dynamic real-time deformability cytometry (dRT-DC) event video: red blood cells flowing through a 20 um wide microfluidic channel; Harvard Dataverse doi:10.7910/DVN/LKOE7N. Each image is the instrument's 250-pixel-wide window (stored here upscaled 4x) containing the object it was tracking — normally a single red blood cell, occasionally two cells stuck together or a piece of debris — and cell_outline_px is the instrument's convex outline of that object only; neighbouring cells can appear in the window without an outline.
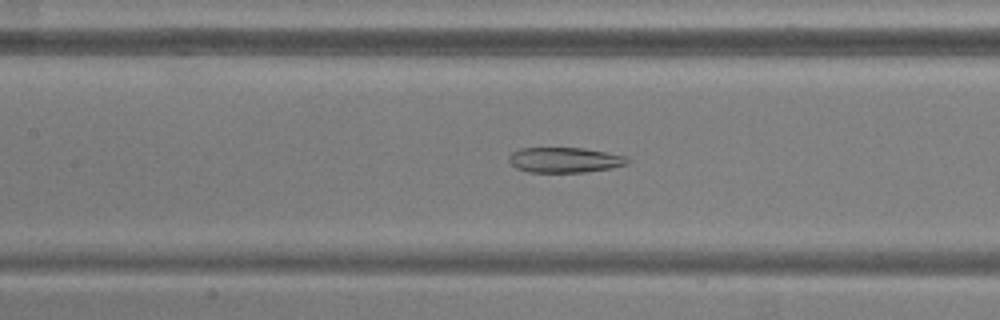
{"species": "common noctule bat (a hibernating species)", "species_latin": "Nyctalus noctula", "temperature_condition": "warm", "stored_images_in_passage": 52, "camera_frame_rate_fps": 3000, "um_per_image_px": 0.085, "animal": {"sex": "male", "body_mass_g": 20.5, "forearm_length_mm": 52.5}, "frame": {"image": 1, "passage_image": 23, "time_ms": 7.333, "image_size_px": [1000, 320], "cell_outline_px": [[628, 164], [612, 168], [584, 172], [528, 172], [516, 168], [508, 160], [508, 156], [512, 152], [520, 148], [584, 148], [628, 156]], "centroid_in_image_um": [48.0, 13.59], "position_along_channel_um": 159.4, "area_um2": 17.51}}
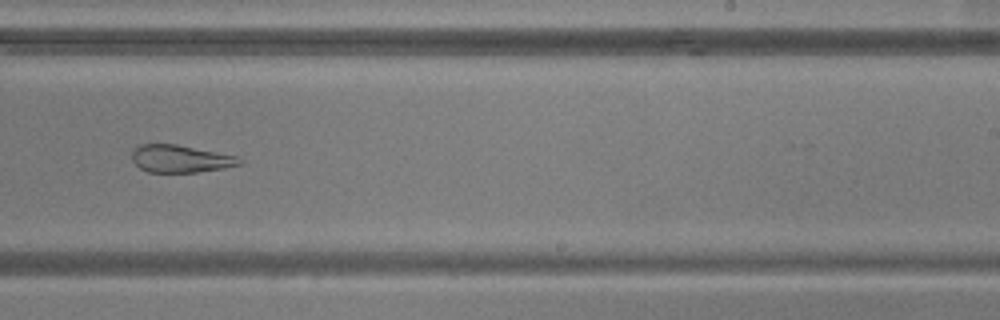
{"frame": {"image": 2, "passage_image": 32, "time_ms": 10.333, "image_size_px": [1000, 320], "cell_outline_px": [[244, 160], [240, 164], [224, 168], [196, 172], [148, 172], [140, 168], [132, 160], [132, 152], [140, 144], [176, 144], [236, 156]], "centroid_in_image_um": [15.33, 13.5], "position_along_channel_um": 273.7, "area_um2": 17.05}}
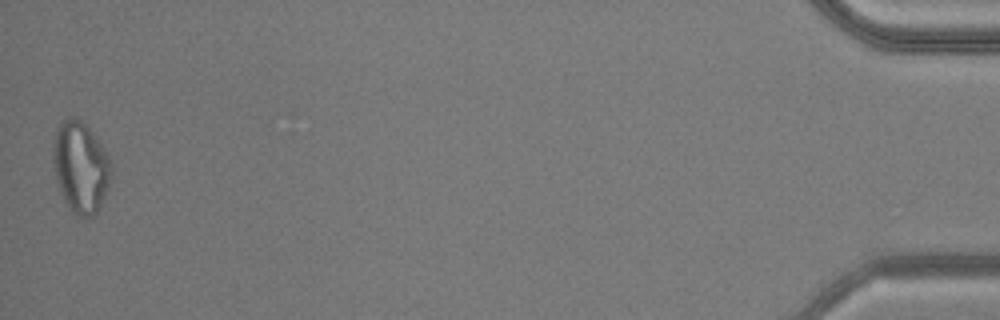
{"frame": {"image": 3, "passage_image": 52, "time_ms": 17.0, "image_size_px": [1000, 320], "cell_outline_px": [[112, 176], [100, 208], [92, 216], [80, 220], [72, 212], [64, 200], [60, 192], [56, 180], [52, 160], [52, 152], [56, 128], [68, 116], [76, 116], [92, 132], [104, 148], [112, 164]], "centroid_in_image_um": [6.85, 14.24], "position_along_channel_um": 428.4, "area_um2": 31.33}, "authors_computed_cell_mechanics": {"area_um2": 25.3453, "velocity_mm_per_s": 3.8221, "shape_relaxation_time_tau1_ms": null, "shape_relaxation_time_tau2_ms": 1.8177, "deformation_change_tau1": null, "deformation_change_tau2": 0.1062}}